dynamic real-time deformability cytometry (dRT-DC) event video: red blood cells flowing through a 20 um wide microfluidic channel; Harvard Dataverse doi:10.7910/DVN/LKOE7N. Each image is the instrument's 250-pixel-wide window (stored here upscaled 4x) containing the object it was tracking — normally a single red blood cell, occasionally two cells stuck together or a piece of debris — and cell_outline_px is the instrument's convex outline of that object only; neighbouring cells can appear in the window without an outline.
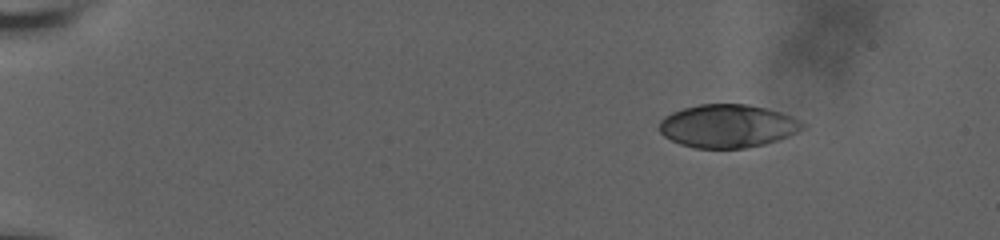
{"species": "human", "species_latin": "Homo sapiens", "temperature_condition": "room temperature", "stored_images_in_passage": 32, "camera_frame_rate_fps": 3000, "um_per_image_px": 0.085, "donor": {"sex": "male"}, "frame": {"image": 1, "passage_image": 4, "time_ms": 1.667, "image_size_px": [1000, 240], "cell_outline_px": [[808, 124], [804, 128], [788, 136], [764, 144], [744, 148], [696, 148], [680, 144], [664, 136], [660, 132], [660, 120], [664, 116], [672, 112], [684, 108], [700, 104], [748, 104], [768, 108], [780, 112]], "centroid_in_image_um": [61.85, 10.7], "position_along_channel_um": 23.1, "area_um2": 35.95}}
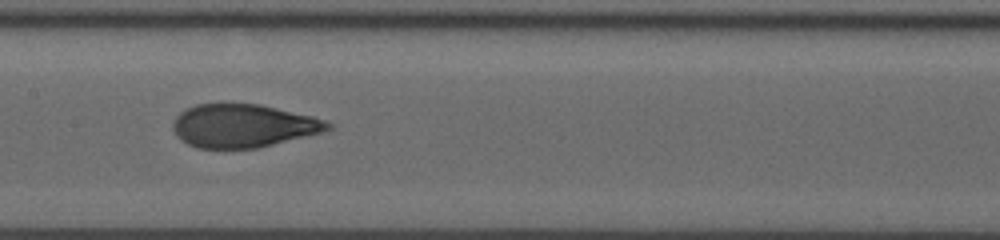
{"frame": {"image": 2, "passage_image": 19, "time_ms": 9.667, "image_size_px": [1000, 240], "cell_outline_px": [[332, 128], [324, 132], [260, 148], [196, 148], [180, 140], [176, 136], [172, 128], [172, 124], [176, 116], [180, 112], [196, 104], [220, 100], [260, 104], [312, 116], [328, 120], [332, 124]], "centroid_in_image_um": [20.66, 10.66], "position_along_channel_um": 186.7, "area_um2": 40.23}}
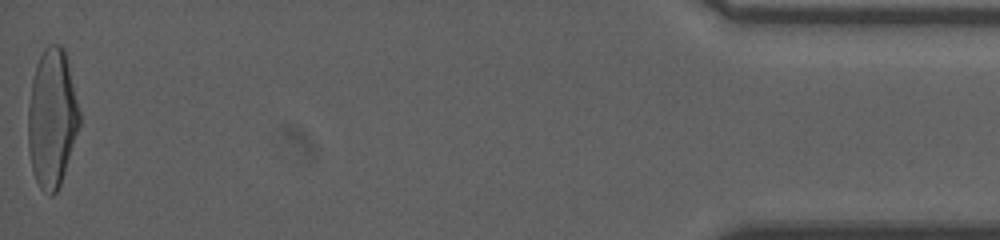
{"frame": {"image": 3, "passage_image": 32, "time_ms": 18.667, "image_size_px": [1000, 240], "cell_outline_px": [[80, 124], [60, 184], [56, 192], [52, 196], [48, 196], [40, 188], [36, 180], [32, 168], [28, 148], [28, 104], [32, 80], [36, 64], [44, 48], [48, 44], [60, 44], [64, 48], [80, 112]], "centroid_in_image_um": [4.41, 10.04], "position_along_channel_um": 430.8, "area_um2": 41.27}, "authors_computed_cell_mechanics": {"area_um2": 39.6219, "velocity_mm_per_s": 3.6541, "shape_relaxation_time_tau1_ms": 5.1725, "shape_relaxation_time_tau2_ms": 0.9149, "deformation_change_tau1": 0.2097, "deformation_change_tau2": 0.0722}}